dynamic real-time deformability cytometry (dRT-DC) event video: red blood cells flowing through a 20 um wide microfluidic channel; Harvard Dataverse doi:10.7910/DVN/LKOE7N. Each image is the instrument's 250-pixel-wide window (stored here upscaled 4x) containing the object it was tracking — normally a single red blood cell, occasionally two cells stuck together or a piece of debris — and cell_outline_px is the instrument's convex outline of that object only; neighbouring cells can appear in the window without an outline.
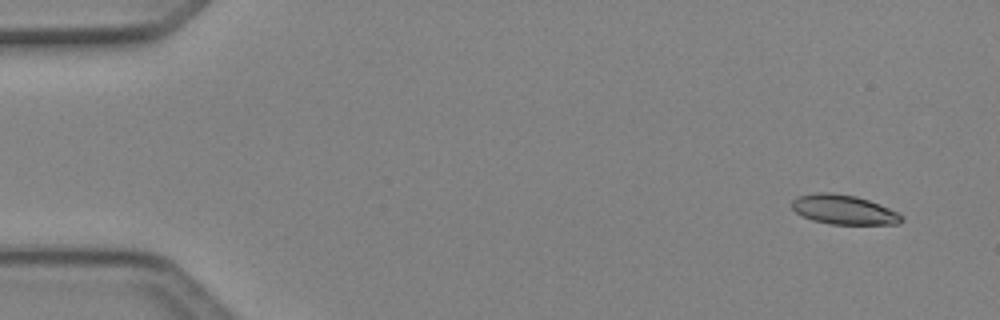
{"species": "Egyptian fruit bat (a non-hibernating species)", "species_latin": "Rousettus aegyptiacus", "temperature_condition": "cold", "stored_images_in_passage": 4, "camera_frame_rate_fps": 3000, "um_per_image_px": 0.085, "animal": {"sex": "female"}, "frame": {"image": 1, "passage_image": 1, "time_ms": 0.0, "image_size_px": [1000, 320], "cell_outline_px": [[904, 220], [900, 224], [828, 224], [812, 220], [796, 212], [792, 208], [792, 200], [796, 196], [816, 192], [828, 192], [856, 196], [880, 204], [904, 216]], "centroid_in_image_um": [71.71, 17.82], "position_along_channel_um": 13.3, "area_um2": 18.9}}
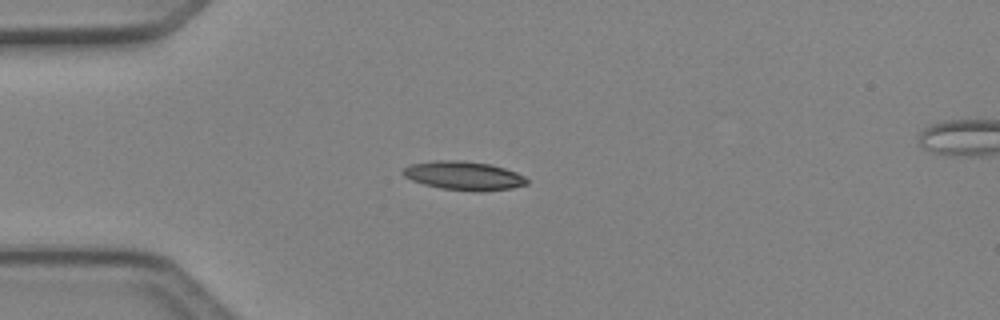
{"frame": {"image": 2, "passage_image": 4, "time_ms": 1.0, "image_size_px": [1000, 320], "cell_outline_px": [[528, 184], [512, 188], [476, 192], [444, 188], [424, 184], [412, 180], [404, 176], [400, 172], [408, 164], [432, 160], [464, 160], [492, 164], [516, 172], [524, 176], [528, 180]], "centroid_in_image_um": [39.41, 14.91], "position_along_channel_um": 45.6, "area_um2": 20.92}}